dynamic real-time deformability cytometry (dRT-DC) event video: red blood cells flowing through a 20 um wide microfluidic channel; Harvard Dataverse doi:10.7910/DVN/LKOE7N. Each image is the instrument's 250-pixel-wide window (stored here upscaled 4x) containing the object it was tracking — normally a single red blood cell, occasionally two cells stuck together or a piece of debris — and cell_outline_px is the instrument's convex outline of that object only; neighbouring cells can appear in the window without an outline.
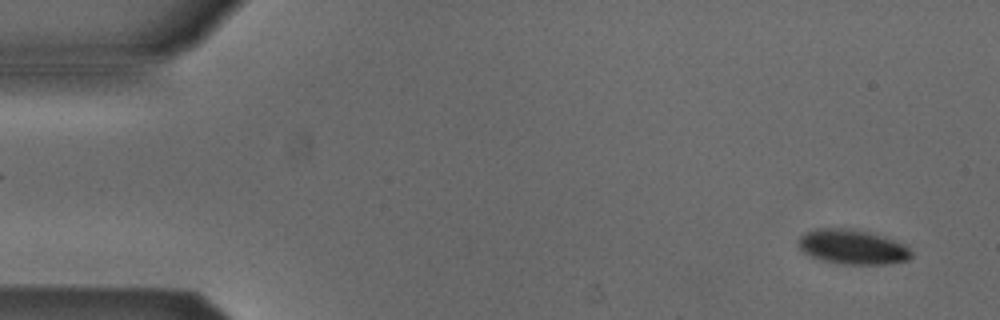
{"species": "Egyptian fruit bat (a non-hibernating species)", "species_latin": "Rousettus aegyptiacus", "temperature_condition": "cold", "stored_images_in_passage": 54, "camera_frame_rate_fps": 3000, "um_per_image_px": 0.085, "animal": {"sex": "male"}, "frame": {"image": 1, "passage_image": 3, "time_ms": 0.667, "image_size_px": [1000, 320], "cell_outline_px": [[912, 256], [908, 260], [884, 264], [840, 264], [808, 256], [796, 244], [800, 236], [804, 232], [816, 228], [848, 228], [868, 232], [884, 236], [904, 244], [912, 252]], "centroid_in_image_um": [72.43, 20.98], "position_along_channel_um": 12.6, "area_um2": 22.95}}
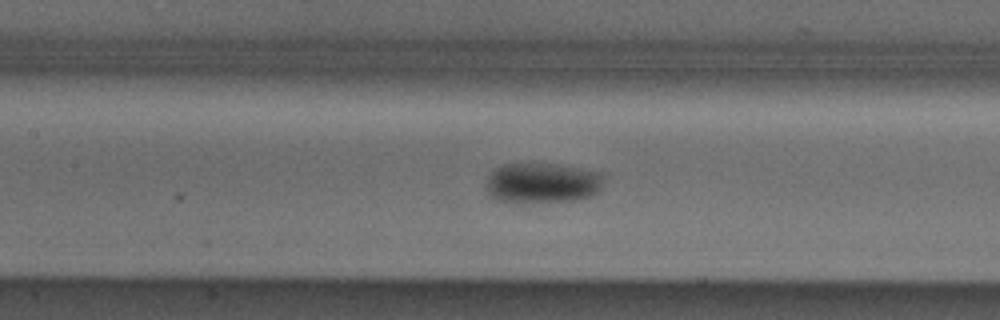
{"frame": {"image": 2, "passage_image": 24, "time_ms": 7.667, "image_size_px": [1000, 320], "cell_outline_px": [[604, 180], [600, 192], [592, 196], [580, 200], [496, 200], [488, 192], [484, 184], [488, 176], [496, 168], [504, 164], [548, 164], [604, 172]], "centroid_in_image_um": [46.15, 15.53], "position_along_channel_um": 161.2, "area_um2": 27.05}}
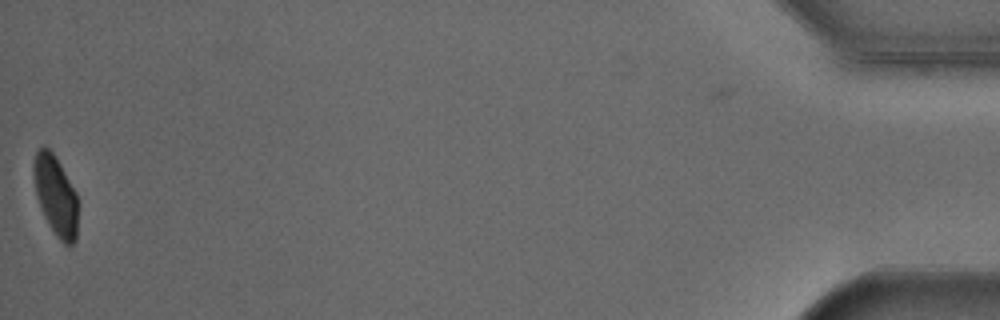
{"frame": {"image": 3, "passage_image": 53, "time_ms": 17.333, "image_size_px": [1000, 320], "cell_outline_px": [[76, 240], [68, 248], [56, 236], [48, 224], [40, 208], [36, 196], [32, 168], [32, 164], [36, 152], [44, 144], [52, 152], [60, 164], [76, 192]], "centroid_in_image_um": [4.69, 16.62], "position_along_channel_um": 430.5, "area_um2": 20.58}, "authors_computed_cell_mechanics": {"area_um2": 24.0737, "velocity_mm_per_s": 3.842, "shape_relaxation_time_tau1_ms": 2.3756, "shape_relaxation_time_tau2_ms": null, "deformation_change_tau1": 0.09, "deformation_change_tau2": null}}